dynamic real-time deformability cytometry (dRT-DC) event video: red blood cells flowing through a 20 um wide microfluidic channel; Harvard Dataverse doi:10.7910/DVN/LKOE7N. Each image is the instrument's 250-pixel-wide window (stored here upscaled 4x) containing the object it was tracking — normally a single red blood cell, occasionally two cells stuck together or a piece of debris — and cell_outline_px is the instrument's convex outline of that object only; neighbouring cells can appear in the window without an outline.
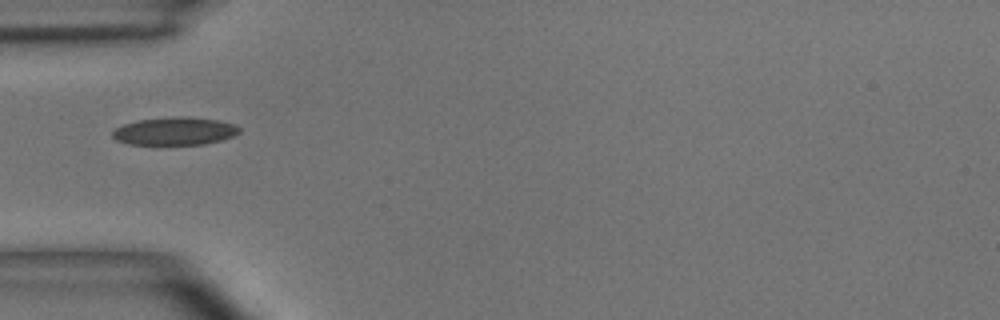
{"species": "common noctule bat (a hibernating species)", "species_latin": "Nyctalus noctula", "temperature_condition": "room temperature", "stored_images_in_passage": 2, "camera_frame_rate_fps": 3000, "um_per_image_px": 0.085, "animal": {"sex": "male", "body_mass_g": 15.6}, "frame": {"image": 1, "passage_image": 1, "time_ms": 0.0, "image_size_px": [1000, 320], "cell_outline_px": [[240, 132], [232, 136], [220, 140], [204, 144], [128, 144], [116, 140], [112, 136], [112, 132], [116, 128], [124, 124], [140, 120], [180, 116], [188, 116], [220, 120], [236, 124], [240, 128]], "centroid_in_image_um": [14.89, 11.14], "position_along_channel_um": 70.1, "area_um2": 20.52}}
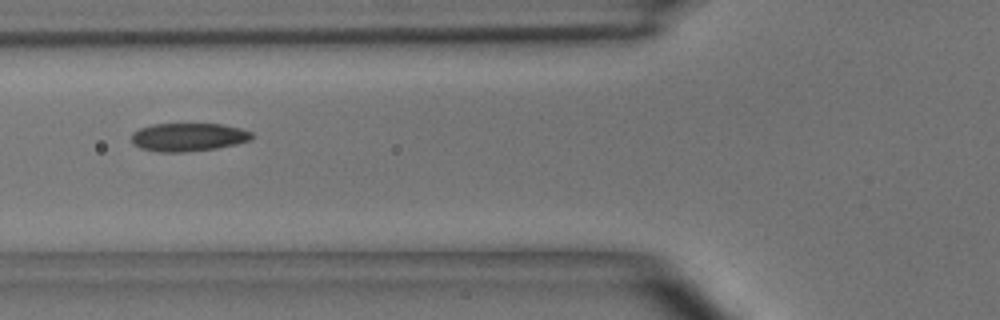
{"frame": {"image": 2, "passage_image": 2, "time_ms": 1.0, "image_size_px": [1000, 320], "cell_outline_px": [[252, 140], [236, 144], [216, 148], [184, 152], [160, 152], [140, 148], [132, 144], [132, 132], [140, 128], [152, 124], [220, 124], [240, 128], [252, 132]], "centroid_in_image_um": [15.99, 11.65], "position_along_channel_um": 109.8, "area_um2": 19.83}}